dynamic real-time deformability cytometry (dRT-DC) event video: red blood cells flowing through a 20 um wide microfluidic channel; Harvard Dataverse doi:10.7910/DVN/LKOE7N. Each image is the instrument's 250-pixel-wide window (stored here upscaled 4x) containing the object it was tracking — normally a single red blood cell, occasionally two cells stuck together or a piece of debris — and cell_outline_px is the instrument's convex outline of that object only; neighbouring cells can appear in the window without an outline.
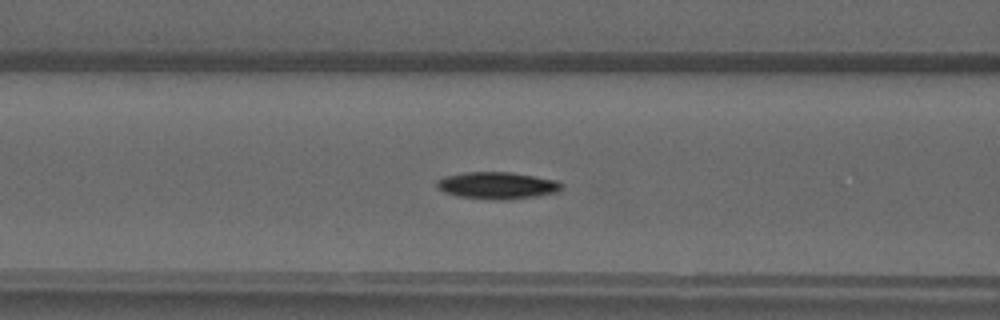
{"species": "common noctule bat (a hibernating species)", "species_latin": "Nyctalus noctula", "temperature_condition": "warm", "stored_images_in_passage": 50, "segment_of_instrument_passage": [1, 2], "camera_frame_rate_fps": 3000, "um_per_image_px": 0.085, "animal": {"sex": "male", "forearm_length_mm": 52.5}, "frame": {"image": 1, "passage_image": 20, "time_ms": 6.333, "image_size_px": [1000, 320], "cell_outline_px": [[564, 184], [556, 192], [536, 196], [512, 200], [492, 200], [456, 196], [444, 192], [436, 188], [436, 180], [444, 176], [464, 172], [508, 172], [556, 180]], "centroid_in_image_um": [42.2, 15.77], "position_along_channel_um": 124.4, "area_um2": 19.77}}
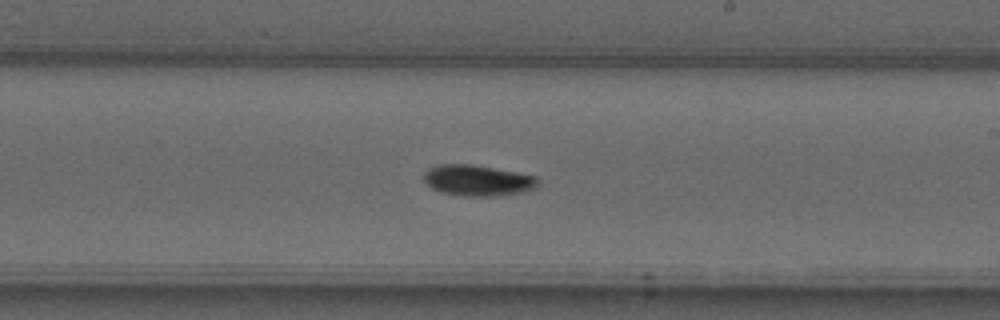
{"frame": {"image": 2, "passage_image": 29, "time_ms": 9.333, "image_size_px": [1000, 320], "cell_outline_px": [[536, 188], [520, 192], [496, 196], [460, 196], [440, 192], [432, 188], [424, 180], [424, 172], [428, 168], [440, 164], [472, 164], [516, 172], [536, 176]], "centroid_in_image_um": [40.55, 15.33], "position_along_channel_um": 248.5, "area_um2": 20.46}}
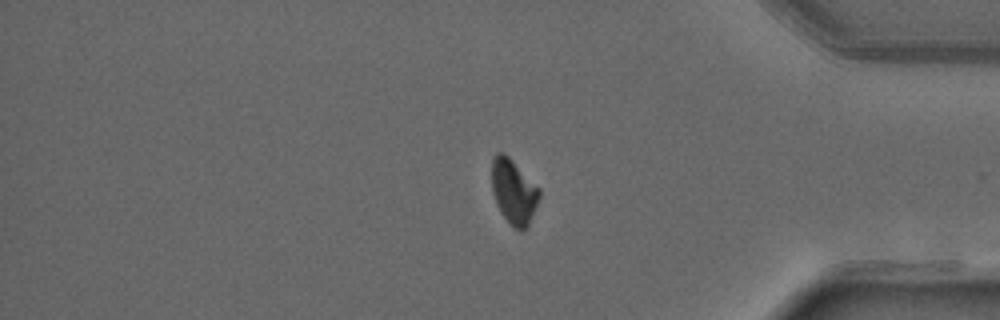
{"frame": {"image": 3, "passage_image": 41, "time_ms": 13.333, "image_size_px": [1000, 320], "cell_outline_px": [[540, 196], [528, 224], [520, 232], [500, 212], [496, 204], [492, 192], [492, 156], [496, 152], [504, 152], [540, 188]], "centroid_in_image_um": [43.64, 16.24], "position_along_channel_um": 391.6, "area_um2": 17.74}}